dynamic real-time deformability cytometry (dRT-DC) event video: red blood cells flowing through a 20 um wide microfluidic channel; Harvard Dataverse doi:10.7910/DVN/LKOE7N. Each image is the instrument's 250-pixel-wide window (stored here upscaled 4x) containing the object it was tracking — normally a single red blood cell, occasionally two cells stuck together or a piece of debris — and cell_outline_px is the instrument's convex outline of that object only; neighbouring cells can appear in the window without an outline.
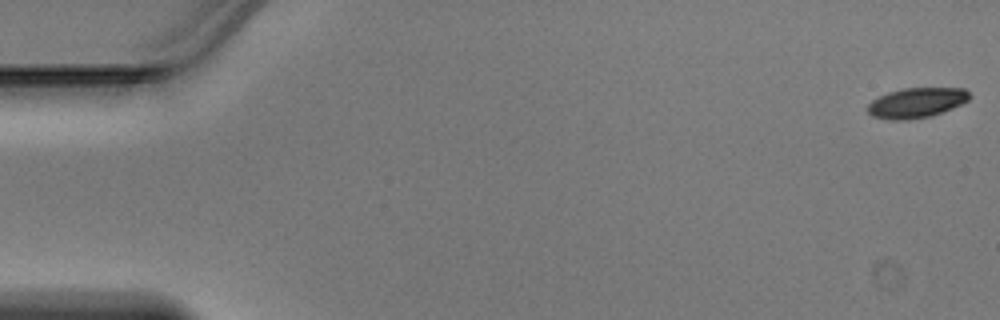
{"species": "Egyptian fruit bat (a non-hibernating species)", "species_latin": "Rousettus aegyptiacus", "temperature_condition": "warm", "stored_images_in_passage": 47, "camera_frame_rate_fps": 3000, "um_per_image_px": 0.085, "animal": {"sex": "male"}, "frame": {"image": 1, "passage_image": 1, "time_ms": 0.0, "image_size_px": [1000, 320], "cell_outline_px": [[972, 96], [968, 100], [952, 108], [932, 116], [908, 120], [888, 120], [872, 116], [868, 112], [868, 104], [872, 100], [888, 92], [904, 88], [964, 88]], "centroid_in_image_um": [77.9, 8.74], "position_along_channel_um": 7.1, "area_um2": 17.86}}
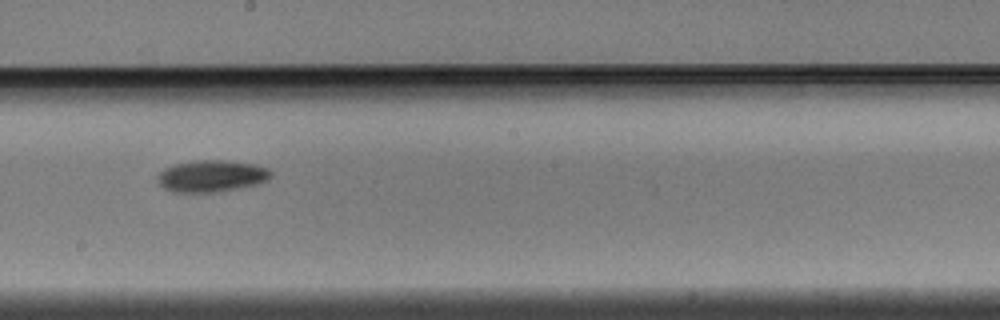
{"frame": {"image": 2, "passage_image": 27, "time_ms": 8.667, "image_size_px": [1000, 320], "cell_outline_px": [[272, 176], [268, 180], [256, 184], [240, 188], [220, 192], [172, 192], [164, 188], [156, 180], [156, 176], [164, 168], [176, 164], [196, 160], [224, 160], [256, 164], [268, 168], [272, 172]], "centroid_in_image_um": [17.99, 14.96], "position_along_channel_um": 230.2, "area_um2": 21.21}}
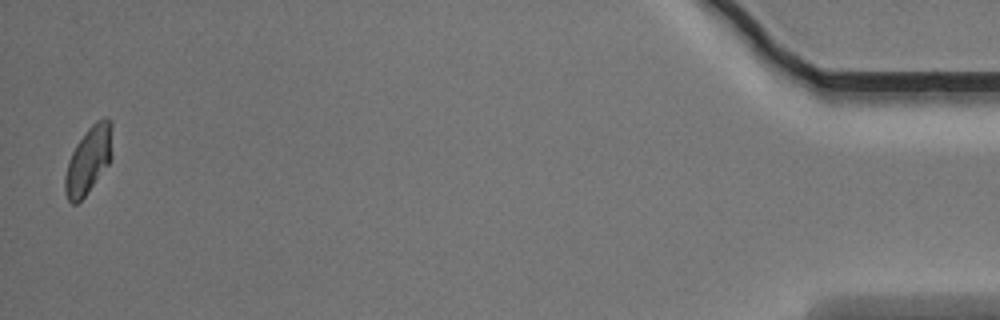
{"frame": {"image": 3, "passage_image": 47, "time_ms": 15.333, "image_size_px": [1000, 320], "cell_outline_px": [[112, 156], [108, 164], [84, 196], [76, 204], [72, 204], [68, 200], [64, 192], [64, 176], [68, 160], [76, 144], [88, 128], [96, 120], [104, 116], [108, 116], [112, 124]], "centroid_in_image_um": [7.52, 13.56], "position_along_channel_um": 427.7, "area_um2": 18.55}}